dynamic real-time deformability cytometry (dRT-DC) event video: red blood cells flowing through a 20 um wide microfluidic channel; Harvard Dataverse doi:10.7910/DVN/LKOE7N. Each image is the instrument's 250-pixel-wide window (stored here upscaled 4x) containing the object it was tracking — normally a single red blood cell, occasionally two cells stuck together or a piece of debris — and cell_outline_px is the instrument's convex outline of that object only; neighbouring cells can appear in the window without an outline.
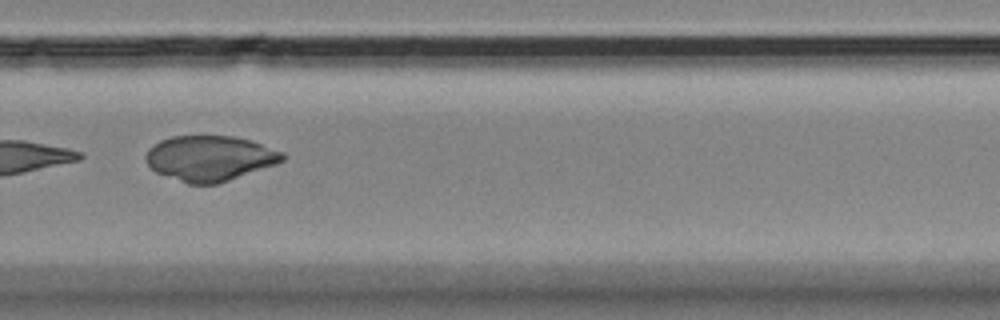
{"species": "Egyptian fruit bat (a non-hibernating species)", "species_latin": "Rousettus aegyptiacus", "temperature_condition": "room temperature", "stored_images_in_passage": 13, "camera_frame_rate_fps": 3000, "um_per_image_px": 0.085, "animal": {"sex": "female"}, "frame": {"image": 1, "passage_image": 10, "time_ms": 11.333, "image_size_px": [1000, 320], "cell_outline_px": [[284, 160], [276, 164], [216, 184], [188, 184], [156, 172], [144, 160], [144, 156], [148, 148], [160, 140], [172, 136], [232, 136], [252, 140], [284, 152]], "centroid_in_image_um": [17.82, 13.44], "position_along_channel_um": 312.0, "area_um2": 36.07}}
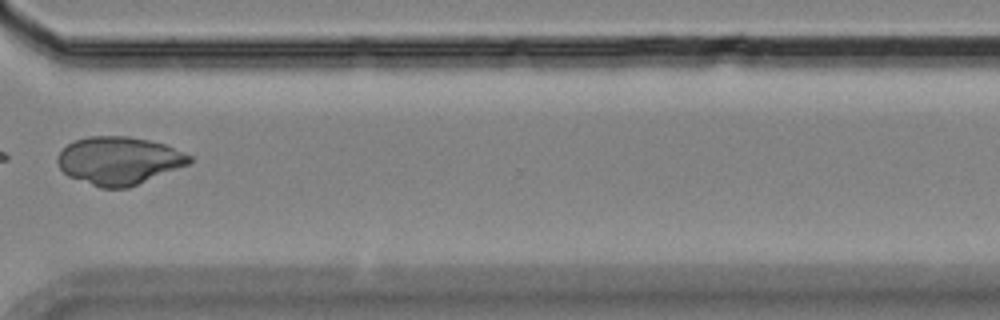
{"frame": {"image": 2, "passage_image": 11, "time_ms": 12.667, "image_size_px": [1000, 320], "cell_outline_px": [[192, 160], [188, 164], [128, 188], [100, 188], [68, 176], [60, 168], [56, 160], [60, 152], [68, 144], [76, 140], [88, 136], [128, 136], [148, 140], [164, 144], [192, 156]], "centroid_in_image_um": [10.09, 13.66], "position_along_channel_um": 360.5, "area_um2": 36.53}}